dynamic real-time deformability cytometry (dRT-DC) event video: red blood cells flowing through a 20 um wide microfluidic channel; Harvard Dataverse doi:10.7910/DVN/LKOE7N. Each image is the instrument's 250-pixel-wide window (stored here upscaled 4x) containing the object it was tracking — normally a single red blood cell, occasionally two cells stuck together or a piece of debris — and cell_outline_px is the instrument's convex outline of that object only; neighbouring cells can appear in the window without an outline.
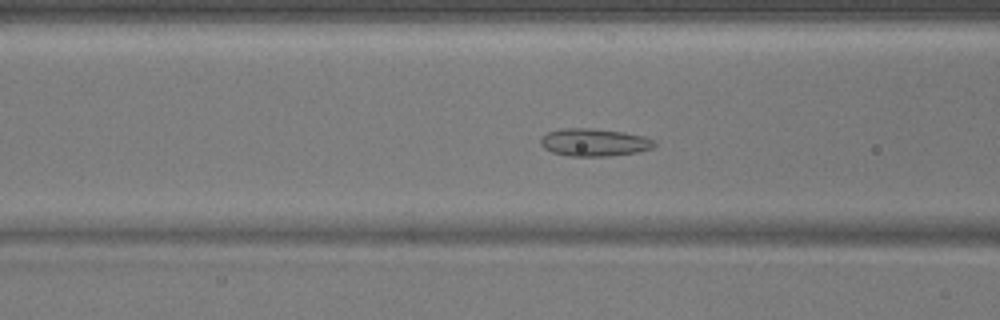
{"species": "common noctule bat (a hibernating species)", "species_latin": "Nyctalus noctula", "temperature_condition": "warm", "stored_images_in_passage": 50, "camera_frame_rate_fps": 3000, "um_per_image_px": 0.085, "animal": {"sex": "male", "body_mass_g": 17.9}, "frame": {"image": 1, "passage_image": 18, "time_ms": 5.667, "image_size_px": [1000, 320], "cell_outline_px": [[656, 144], [652, 148], [636, 152], [608, 156], [568, 156], [552, 152], [544, 148], [540, 144], [540, 140], [548, 132], [564, 128], [592, 128], [624, 132], [644, 136], [652, 140]], "centroid_in_image_um": [50.49, 12.1], "position_along_channel_um": 116.1, "area_um2": 18.21}}
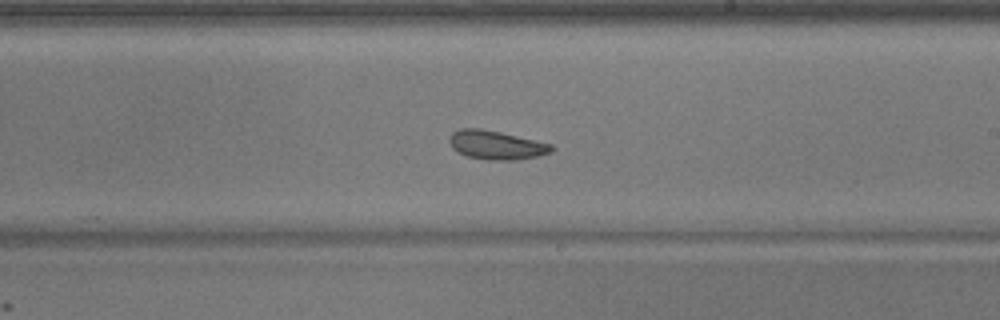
{"frame": {"image": 2, "passage_image": 28, "time_ms": 9.0, "image_size_px": [1000, 320], "cell_outline_px": [[556, 148], [552, 152], [536, 156], [516, 160], [488, 160], [468, 156], [452, 148], [448, 140], [448, 136], [452, 132], [460, 128], [480, 128], [500, 132], [552, 144]], "centroid_in_image_um": [42.17, 12.32], "position_along_channel_um": 246.8, "area_um2": 17.17}}
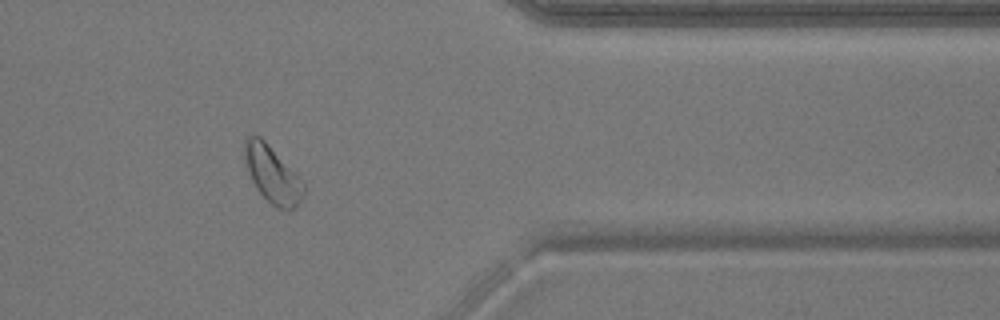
{"frame": {"image": 3, "passage_image": 40, "time_ms": 13.0, "image_size_px": [1000, 320], "cell_outline_px": [[304, 192], [296, 208], [288, 212], [276, 208], [260, 192], [252, 180], [248, 172], [244, 160], [244, 140], [248, 136], [260, 136], [268, 144], [304, 184]], "centroid_in_image_um": [23.13, 14.86], "position_along_channel_um": 388.3, "area_um2": 19.13}}